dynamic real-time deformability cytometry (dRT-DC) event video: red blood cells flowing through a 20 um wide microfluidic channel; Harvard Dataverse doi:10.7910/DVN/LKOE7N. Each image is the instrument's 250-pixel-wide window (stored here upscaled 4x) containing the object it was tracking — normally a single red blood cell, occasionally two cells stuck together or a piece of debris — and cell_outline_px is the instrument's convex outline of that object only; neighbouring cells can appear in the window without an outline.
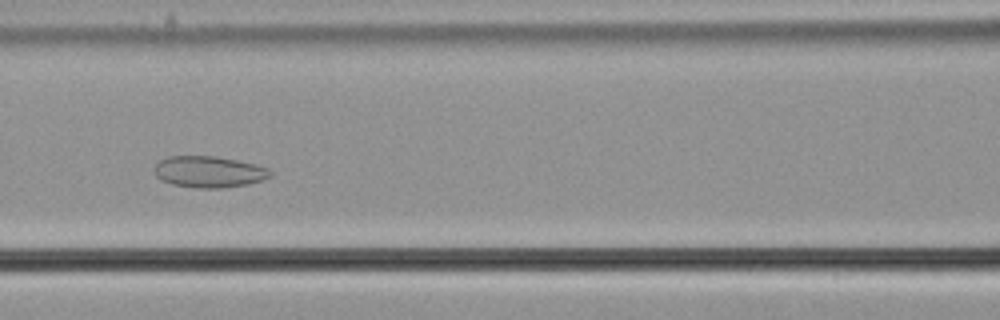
{"species": "common noctule bat (a hibernating species)", "species_latin": "Nyctalus noctula", "temperature_condition": "cold", "stored_images_in_passage": 30, "camera_frame_rate_fps": 3000, "um_per_image_px": 0.085, "animal": {"sex": "male", "body_mass_g": 21.5, "forearm_length_mm": 52.0}, "frame": {"image": 1, "passage_image": 10, "time_ms": 3.0, "image_size_px": [1000, 320], "cell_outline_px": [[272, 176], [248, 184], [224, 188], [196, 188], [172, 184], [160, 180], [152, 172], [152, 168], [160, 160], [168, 156], [216, 156], [256, 164], [268, 168], [272, 172]], "centroid_in_image_um": [17.72, 14.6], "position_along_channel_um": 148.9, "area_um2": 21.44}}
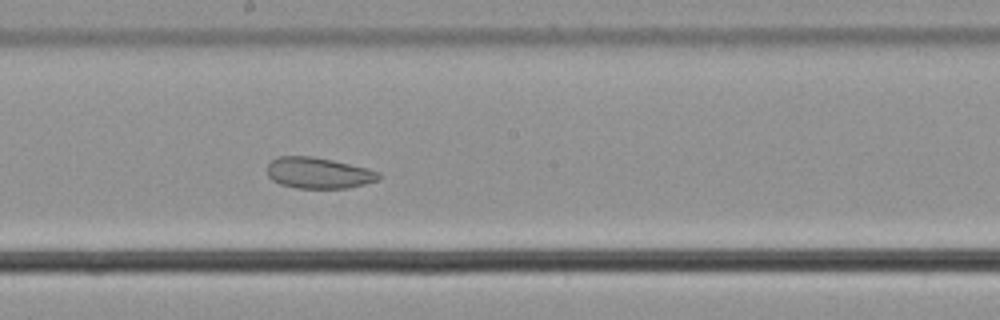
{"frame": {"image": 2, "passage_image": 16, "time_ms": 5.0, "image_size_px": [1000, 320], "cell_outline_px": [[380, 180], [348, 188], [296, 188], [280, 184], [272, 180], [268, 176], [268, 164], [272, 160], [280, 156], [312, 156], [332, 160], [368, 168], [380, 172]], "centroid_in_image_um": [27.09, 14.7], "position_along_channel_um": 221.1, "area_um2": 20.23}}
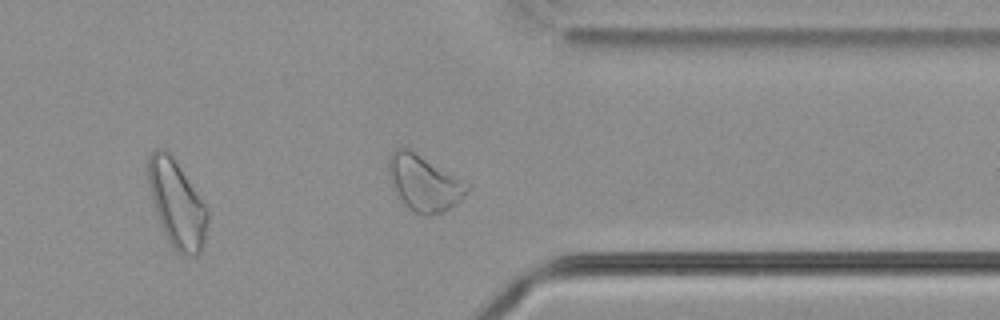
{"frame": {"image": 3, "passage_image": 29, "time_ms": 9.333, "image_size_px": [1000, 320], "cell_outline_px": [[208, 220], [204, 240], [200, 252], [196, 256], [180, 256], [172, 248], [160, 224], [148, 188], [148, 156], [156, 148], [164, 148], [172, 156], [208, 208]], "centroid_in_image_um": [15.03, 17.36], "position_along_channel_um": 396.4, "area_um2": 30.11}, "authors_computed_cell_mechanics": {"area_um2": 21.2126, "velocity_mm_per_s": 3.6289, "shape_relaxation_time_tau1_ms": null, "shape_relaxation_time_tau2_ms": 7.4924, "deformation_change_tau1": null, "deformation_change_tau2": 0.1309}}